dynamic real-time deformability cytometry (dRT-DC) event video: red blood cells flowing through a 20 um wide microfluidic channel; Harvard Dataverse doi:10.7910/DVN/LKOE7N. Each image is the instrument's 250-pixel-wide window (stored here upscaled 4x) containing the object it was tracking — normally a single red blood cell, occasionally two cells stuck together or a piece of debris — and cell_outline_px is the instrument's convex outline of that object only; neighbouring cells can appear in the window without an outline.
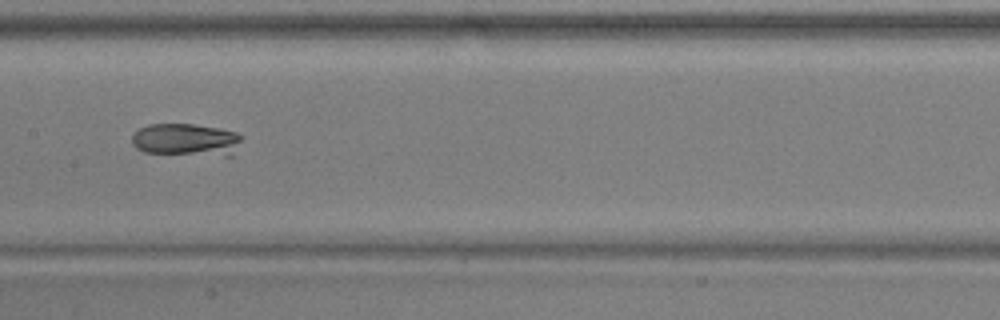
{"species": "common noctule bat (a hibernating species)", "species_latin": "Nyctalus noctula", "temperature_condition": "warm", "stored_images_in_passage": 38, "camera_frame_rate_fps": 3000, "um_per_image_px": 0.085, "animal": {"sex": "male", "body_mass_g": 17.9, "forearm_length_mm": 54.2}, "frame": {"image": 1, "passage_image": 12, "time_ms": 3.667, "image_size_px": [1000, 320], "cell_outline_px": [[244, 136], [236, 156], [224, 156], [144, 152], [136, 148], [132, 144], [132, 136], [140, 128], [148, 124], [192, 124], [220, 128], [236, 132]], "centroid_in_image_um": [15.91, 11.89], "position_along_channel_um": 191.5, "area_um2": 21.27}}
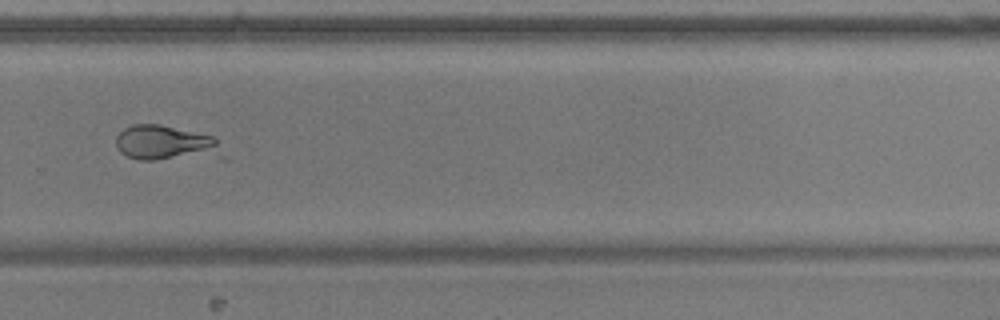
{"frame": {"image": 2, "passage_image": 22, "time_ms": 7.0, "image_size_px": [1000, 320], "cell_outline_px": [[216, 144], [204, 148], [156, 160], [140, 160], [128, 156], [120, 152], [116, 144], [116, 136], [124, 128], [132, 124], [160, 124], [212, 136], [216, 140]], "centroid_in_image_um": [13.56, 12.02], "position_along_channel_um": 316.2, "area_um2": 18.61}, "authors_computed_cell_mechanics": {"area_um2": 21.3282, "velocity_mm_per_s": 3.7456, "shape_relaxation_time_tau1_ms": 2.6338, "shape_relaxation_time_tau2_ms": null, "deformation_change_tau1": 0.1463, "deformation_change_tau2": null}}